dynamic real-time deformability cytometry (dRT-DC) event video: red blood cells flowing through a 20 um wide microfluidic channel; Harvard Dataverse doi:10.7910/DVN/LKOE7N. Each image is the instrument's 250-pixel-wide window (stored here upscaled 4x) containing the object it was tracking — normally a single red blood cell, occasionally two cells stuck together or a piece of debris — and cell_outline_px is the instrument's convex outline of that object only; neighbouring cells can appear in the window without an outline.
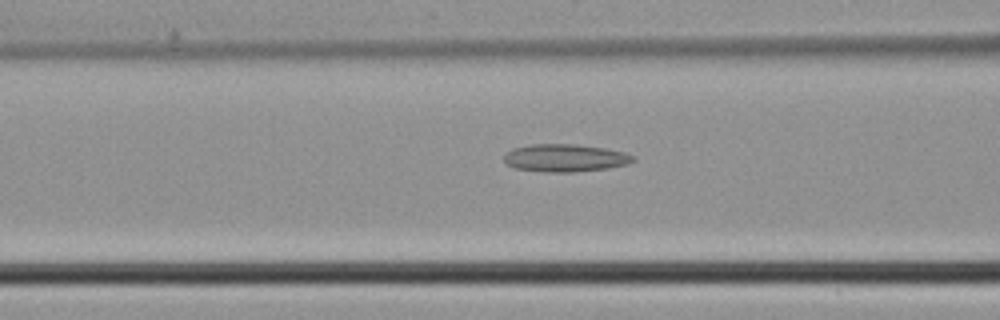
{"species": "common noctule bat (a hibernating species)", "species_latin": "Nyctalus noctula", "temperature_condition": "cold", "stored_images_in_passage": 45, "camera_frame_rate_fps": 3000, "um_per_image_px": 0.085, "animal": {"sex": "male", "body_mass_g": 21.5, "forearm_length_mm": 52.0}, "frame": {"image": 1, "passage_image": 18, "time_ms": 5.667, "image_size_px": [1000, 320], "cell_outline_px": [[636, 160], [628, 164], [608, 168], [572, 172], [544, 172], [516, 168], [508, 164], [504, 160], [504, 156], [512, 148], [528, 144], [572, 144], [604, 148], [624, 152], [636, 156]], "centroid_in_image_um": [48.06, 13.42], "position_along_channel_um": 118.5, "area_um2": 20.81}}
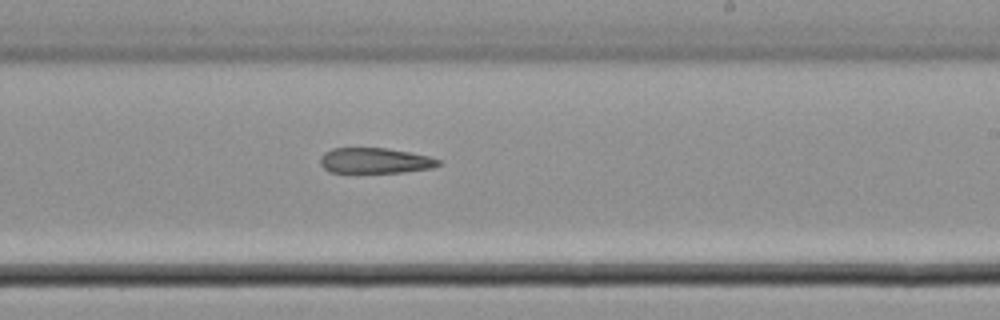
{"frame": {"image": 2, "passage_image": 27, "time_ms": 8.667, "image_size_px": [1000, 320], "cell_outline_px": [[440, 164], [432, 168], [404, 172], [332, 172], [324, 168], [320, 164], [320, 156], [324, 152], [332, 148], [388, 148], [428, 156], [440, 160]], "centroid_in_image_um": [31.85, 13.65], "position_along_channel_um": 257.1, "area_um2": 17.46}}
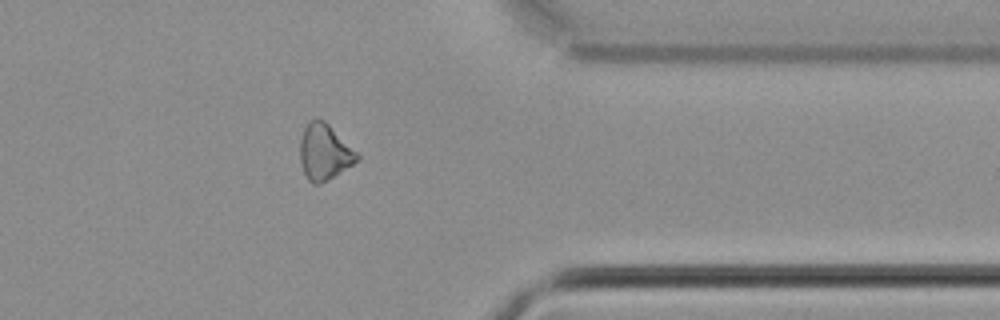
{"frame": {"image": 3, "passage_image": 36, "time_ms": 11.667, "image_size_px": [1000, 320], "cell_outline_px": [[360, 156], [352, 164], [320, 184], [312, 184], [308, 180], [304, 172], [300, 160], [300, 140], [304, 128], [308, 120], [316, 116], [324, 120]], "centroid_in_image_um": [27.52, 12.89], "position_along_channel_um": 383.9, "area_um2": 18.26}}